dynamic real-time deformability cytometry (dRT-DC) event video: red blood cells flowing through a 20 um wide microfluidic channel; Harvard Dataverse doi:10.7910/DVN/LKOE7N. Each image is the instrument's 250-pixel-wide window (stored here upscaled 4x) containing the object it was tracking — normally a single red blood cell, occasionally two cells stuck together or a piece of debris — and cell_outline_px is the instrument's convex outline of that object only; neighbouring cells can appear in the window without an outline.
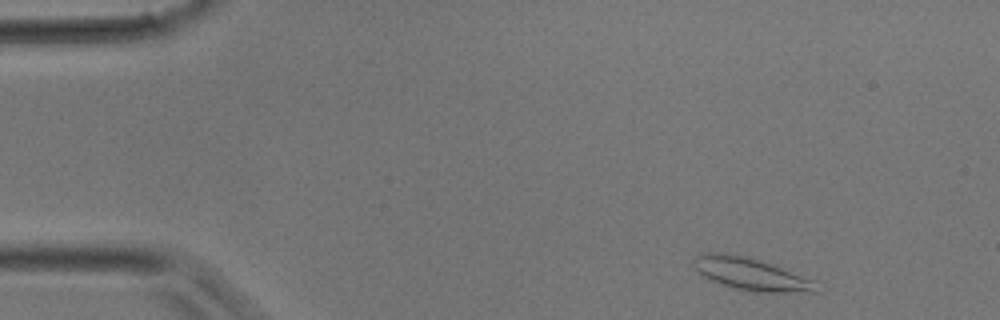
{"species": "common noctule bat (a hibernating species)", "species_latin": "Nyctalus noctula", "temperature_condition": "room temperature", "stored_images_in_passage": 7, "camera_frame_rate_fps": 3000, "um_per_image_px": 0.085, "animal": {"sex": "male", "body_mass_g": 17.9}, "frame": {"image": 1, "passage_image": 2, "time_ms": 0.333, "image_size_px": [1000, 320], "cell_outline_px": [[820, 292], [756, 292], [732, 288], [720, 284], [704, 276], [692, 264], [692, 260], [700, 252], [720, 252], [744, 256], [780, 264], [816, 280]], "centroid_in_image_um": [63.93, 23.28], "position_along_channel_um": 21.1, "area_um2": 23.99}}